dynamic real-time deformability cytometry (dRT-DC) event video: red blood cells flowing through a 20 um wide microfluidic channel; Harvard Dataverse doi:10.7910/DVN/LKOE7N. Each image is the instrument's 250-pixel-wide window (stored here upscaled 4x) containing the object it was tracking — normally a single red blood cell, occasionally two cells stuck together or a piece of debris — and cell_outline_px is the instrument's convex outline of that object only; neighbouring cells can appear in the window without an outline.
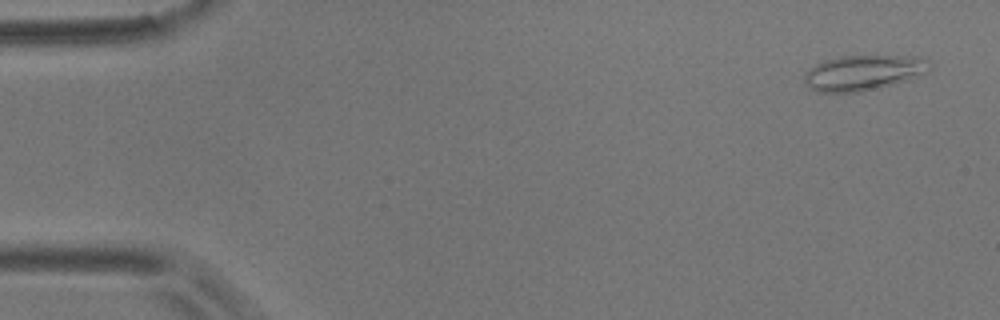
{"species": "common noctule bat (a hibernating species)", "species_latin": "Nyctalus noctula", "temperature_condition": "room temperature", "stored_images_in_passage": 4, "camera_frame_rate_fps": 3000, "um_per_image_px": 0.085, "animal": {"sex": "male", "body_mass_g": 17.9}, "frame": {"image": 1, "passage_image": 1, "time_ms": 0.0, "image_size_px": [1000, 320], "cell_outline_px": [[932, 64], [916, 76], [908, 80], [880, 88], [856, 92], [820, 92], [812, 88], [804, 80], [804, 72], [816, 64], [824, 60], [840, 56], [920, 56], [928, 60]], "centroid_in_image_um": [73.37, 6.17], "position_along_channel_um": 11.6, "area_um2": 25.49}}